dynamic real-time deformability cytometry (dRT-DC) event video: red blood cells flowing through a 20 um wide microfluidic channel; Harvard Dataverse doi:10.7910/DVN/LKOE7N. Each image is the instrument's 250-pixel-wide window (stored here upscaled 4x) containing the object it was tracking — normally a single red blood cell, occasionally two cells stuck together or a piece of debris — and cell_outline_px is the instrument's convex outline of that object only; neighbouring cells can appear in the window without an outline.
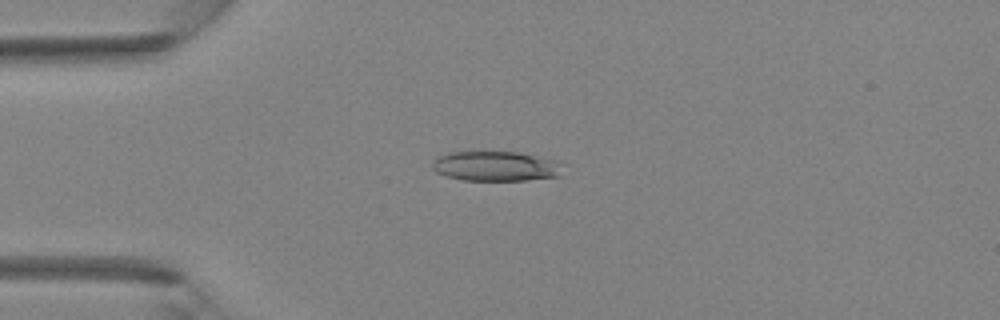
{"species": "Egyptian fruit bat (a non-hibernating species)", "species_latin": "Rousettus aegyptiacus", "temperature_condition": "room temperature", "stored_images_in_passage": 5, "camera_frame_rate_fps": 3000, "um_per_image_px": 0.085, "animal": {"sex": "female"}, "frame": {"image": 1, "passage_image": 3, "time_ms": 2.333, "image_size_px": [1000, 320], "cell_outline_px": [[560, 176], [528, 180], [464, 180], [448, 176], [436, 172], [432, 168], [432, 164], [436, 156], [448, 152], [476, 148], [516, 152], [556, 160]], "centroid_in_image_um": [42.0, 14.07], "position_along_channel_um": 43.0, "area_um2": 23.35}}
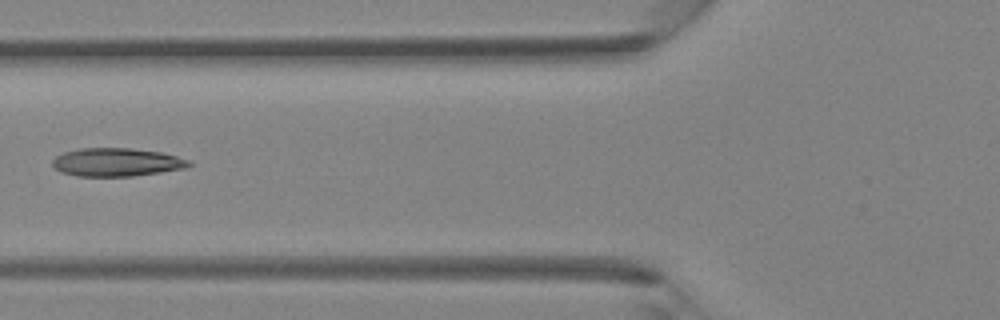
{"frame": {"image": 2, "passage_image": 5, "time_ms": 4.333, "image_size_px": [1000, 320], "cell_outline_px": [[192, 164], [188, 168], [132, 176], [76, 176], [60, 172], [52, 164], [52, 160], [56, 156], [64, 152], [80, 148], [132, 148], [160, 152], [192, 160]], "centroid_in_image_um": [9.94, 13.78], "position_along_channel_um": 115.9, "area_um2": 22.6}}